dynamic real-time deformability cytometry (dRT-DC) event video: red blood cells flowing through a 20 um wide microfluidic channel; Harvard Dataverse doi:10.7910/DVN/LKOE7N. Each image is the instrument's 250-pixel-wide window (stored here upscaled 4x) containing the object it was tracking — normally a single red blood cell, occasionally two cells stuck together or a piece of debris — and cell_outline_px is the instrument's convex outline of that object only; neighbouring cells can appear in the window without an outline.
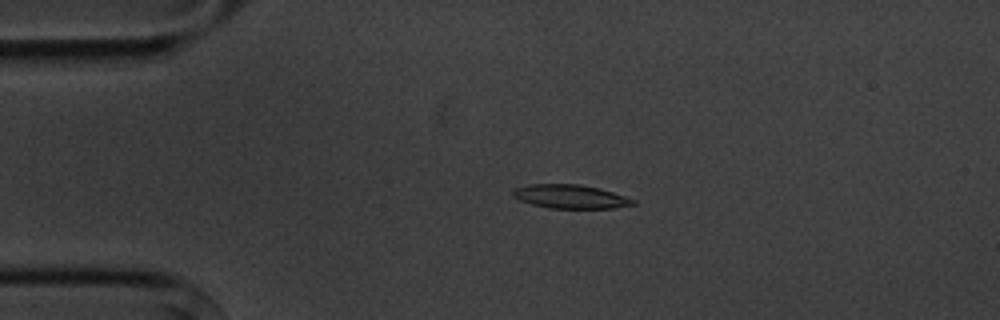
{"species": "common noctule bat (a hibernating species)", "species_latin": "Nyctalus noctula", "temperature_condition": "cold", "stored_images_in_passage": 4, "camera_frame_rate_fps": 3000, "um_per_image_px": 0.085, "animal": {"sex": "male", "body_mass_g": 20.1, "forearm_length_mm": 53.5}, "frame": {"image": 1, "passage_image": 3, "time_ms": 3.0, "image_size_px": [1000, 320], "cell_outline_px": [[636, 204], [616, 208], [548, 208], [532, 204], [520, 200], [512, 196], [512, 188], [528, 184], [580, 184], [600, 188], [636, 200]], "centroid_in_image_um": [48.46, 16.7], "position_along_channel_um": 36.5, "area_um2": 16.76}}